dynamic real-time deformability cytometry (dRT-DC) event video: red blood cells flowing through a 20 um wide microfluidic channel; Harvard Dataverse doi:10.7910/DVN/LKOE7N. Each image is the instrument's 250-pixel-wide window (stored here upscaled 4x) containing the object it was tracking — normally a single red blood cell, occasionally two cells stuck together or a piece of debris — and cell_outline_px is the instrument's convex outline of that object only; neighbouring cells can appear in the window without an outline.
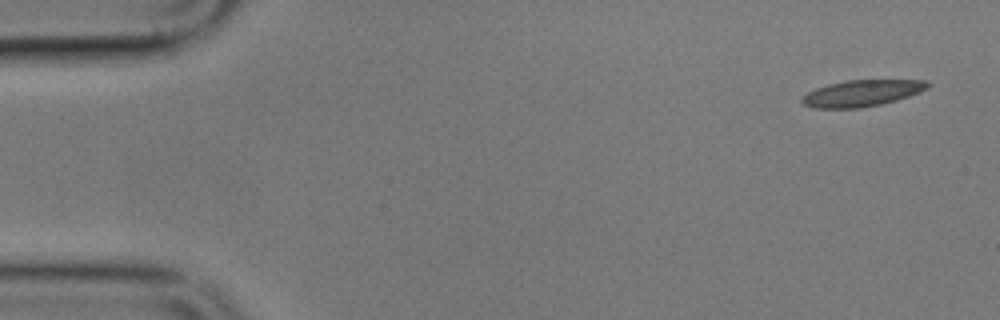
{"species": "common noctule bat (a hibernating species)", "species_latin": "Nyctalus noctula", "temperature_condition": "cold", "stored_images_in_passage": 4, "camera_frame_rate_fps": 3000, "um_per_image_px": 0.085, "animal": {"sex": "male", "body_mass_g": 17.9}, "frame": {"image": 1, "passage_image": 1, "time_ms": 0.0, "image_size_px": [1000, 320], "cell_outline_px": [[932, 84], [928, 88], [920, 92], [896, 100], [880, 104], [860, 108], [812, 108], [804, 104], [800, 100], [800, 96], [816, 88], [828, 84], [844, 80], [928, 80]], "centroid_in_image_um": [73.25, 7.91], "position_along_channel_um": 11.8, "area_um2": 19.48}}
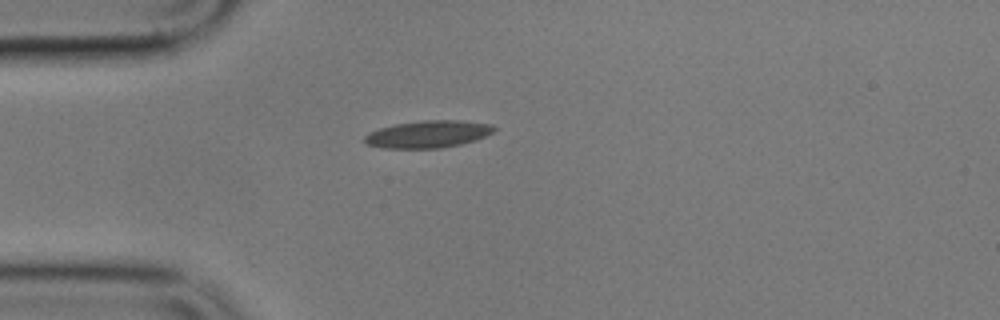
{"frame": {"image": 2, "passage_image": 4, "time_ms": 4.0, "image_size_px": [1000, 320], "cell_outline_px": [[496, 128], [492, 132], [476, 140], [460, 144], [440, 148], [384, 148], [368, 144], [364, 140], [364, 136], [368, 132], [380, 128], [396, 124], [420, 120], [460, 120], [492, 124]], "centroid_in_image_um": [36.38, 11.39], "position_along_channel_um": 48.6, "area_um2": 20.46}}